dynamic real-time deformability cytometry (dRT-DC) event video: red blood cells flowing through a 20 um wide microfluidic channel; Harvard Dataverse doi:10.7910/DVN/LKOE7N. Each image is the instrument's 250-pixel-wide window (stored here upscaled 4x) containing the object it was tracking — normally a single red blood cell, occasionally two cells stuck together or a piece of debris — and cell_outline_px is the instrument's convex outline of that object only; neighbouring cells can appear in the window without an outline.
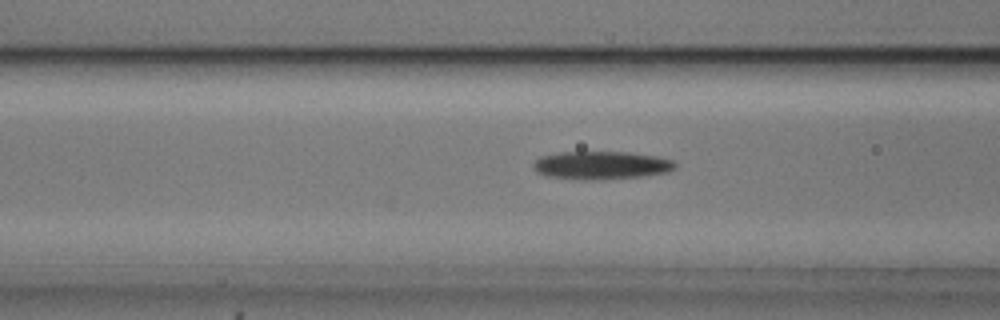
{"species": "common noctule bat (a hibernating species)", "species_latin": "Nyctalus noctula", "temperature_condition": "cold", "stored_images_in_passage": 44, "segment_of_instrument_passage": [1, 2], "camera_frame_rate_fps": 3000, "um_per_image_px": 0.085, "animal": {"sex": "male", "body_mass_g": 20.5, "forearm_length_mm": 52.5}, "frame": {"image": 1, "passage_image": 9, "time_ms": 2.667, "image_size_px": [1000, 320], "cell_outline_px": [[676, 168], [668, 172], [640, 176], [584, 180], [548, 176], [536, 172], [532, 168], [532, 164], [540, 156], [560, 152], [628, 152], [656, 156], [672, 160], [676, 164]], "centroid_in_image_um": [51.08, 14.04], "position_along_channel_um": 115.5, "area_um2": 23.06}}
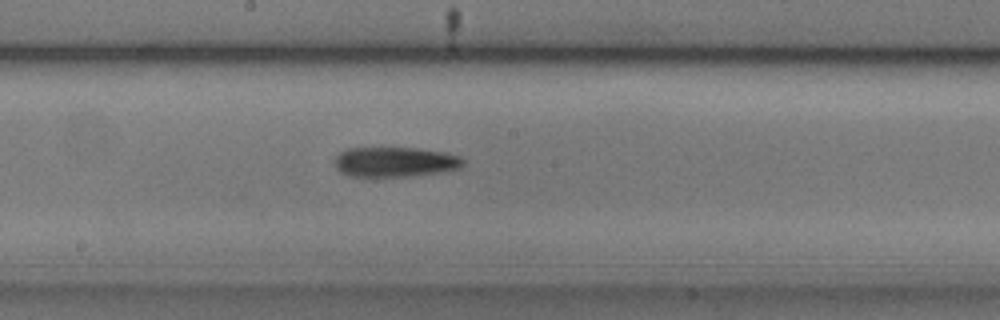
{"frame": {"image": 2, "passage_image": 17, "time_ms": 5.333, "image_size_px": [1000, 320], "cell_outline_px": [[464, 164], [460, 168], [436, 172], [408, 176], [352, 176], [340, 172], [336, 168], [336, 156], [340, 152], [348, 148], [416, 148], [444, 152], [460, 156], [464, 160]], "centroid_in_image_um": [33.57, 13.75], "position_along_channel_um": 214.6, "area_um2": 22.14}}
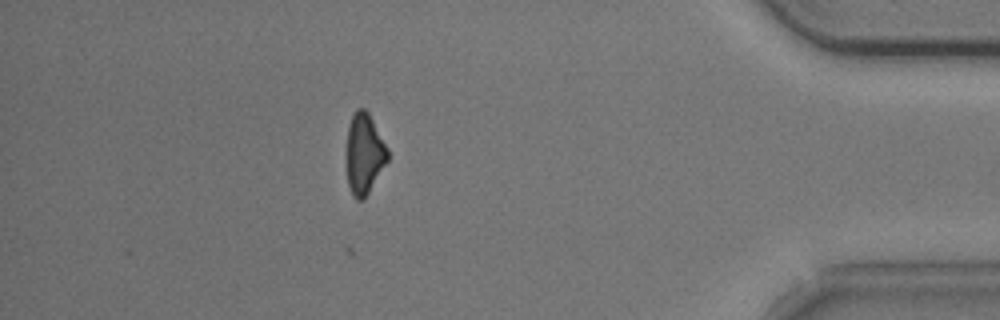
{"frame": {"image": 3, "passage_image": 36, "time_ms": 11.667, "image_size_px": [1000, 320], "cell_outline_px": [[388, 160], [364, 200], [356, 200], [352, 196], [348, 184], [348, 128], [352, 116], [356, 108], [364, 108], [368, 112], [388, 148]], "centroid_in_image_um": [30.98, 13.09], "position_along_channel_um": 404.2, "area_um2": 19.02}}